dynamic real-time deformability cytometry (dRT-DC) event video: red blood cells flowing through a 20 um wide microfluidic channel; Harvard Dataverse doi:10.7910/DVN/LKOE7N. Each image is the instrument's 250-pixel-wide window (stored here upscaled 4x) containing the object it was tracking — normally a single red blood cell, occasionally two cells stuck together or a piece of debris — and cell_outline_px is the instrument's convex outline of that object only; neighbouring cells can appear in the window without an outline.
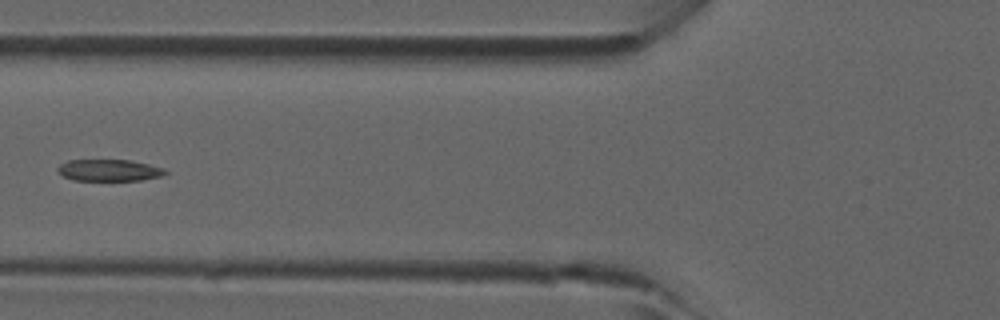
{"species": "common noctule bat (a hibernating species)", "species_latin": "Nyctalus noctula", "temperature_condition": "room temperature", "stored_images_in_passage": 7, "camera_frame_rate_fps": 3000, "um_per_image_px": 0.085, "animal": {"sex": "male", "forearm_length_mm": 52.5}, "frame": {"image": 1, "passage_image": 6, "time_ms": 1.667, "image_size_px": [1000, 320], "cell_outline_px": [[168, 172], [164, 176], [140, 180], [72, 180], [64, 176], [56, 168], [60, 164], [68, 160], [128, 160], [148, 164], [164, 168]], "centroid_in_image_um": [9.3, 14.47], "position_along_channel_um": 116.5, "area_um2": 13.53}}
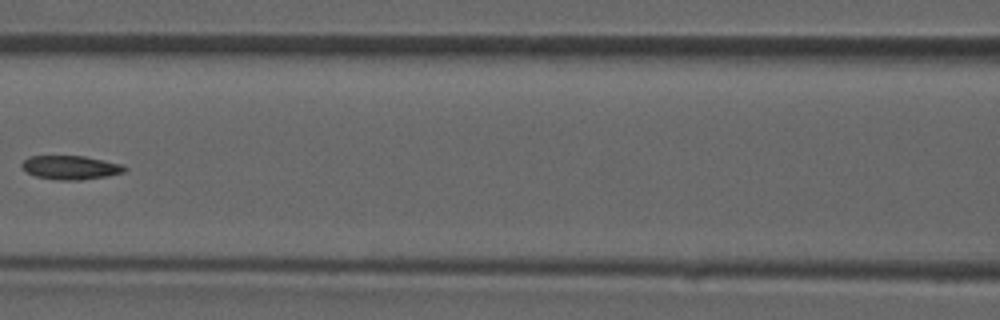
{"frame": {"image": 2, "passage_image": 7, "time_ms": 2.0, "image_size_px": [1000, 320], "cell_outline_px": [[128, 168], [124, 172], [108, 176], [80, 180], [56, 180], [36, 176], [28, 172], [20, 164], [28, 156], [84, 156], [124, 164]], "centroid_in_image_um": [6.04, 14.23], "position_along_channel_um": 160.6, "area_um2": 14.33}}